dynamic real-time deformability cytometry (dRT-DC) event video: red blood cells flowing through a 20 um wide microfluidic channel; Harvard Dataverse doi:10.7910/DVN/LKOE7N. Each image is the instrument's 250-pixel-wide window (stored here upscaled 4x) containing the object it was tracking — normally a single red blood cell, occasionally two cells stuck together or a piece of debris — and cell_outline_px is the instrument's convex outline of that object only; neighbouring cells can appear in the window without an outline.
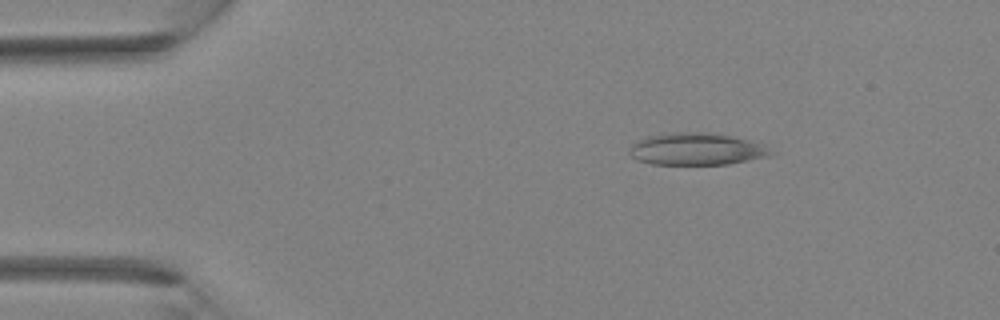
{"species": "Egyptian fruit bat (a non-hibernating species)", "species_latin": "Rousettus aegyptiacus", "temperature_condition": "room temperature", "stored_images_in_passage": 4, "camera_frame_rate_fps": 3000, "um_per_image_px": 0.085, "animal": {"sex": "female"}, "frame": {"image": 1, "passage_image": 2, "time_ms": 1.333, "image_size_px": [1000, 320], "cell_outline_px": [[776, 152], [768, 156], [728, 164], [652, 164], [636, 160], [628, 152], [632, 144], [648, 136], [676, 132], [708, 132], [728, 136], [764, 144]], "centroid_in_image_um": [59.21, 12.67], "position_along_channel_um": 25.8, "area_um2": 26.24}}
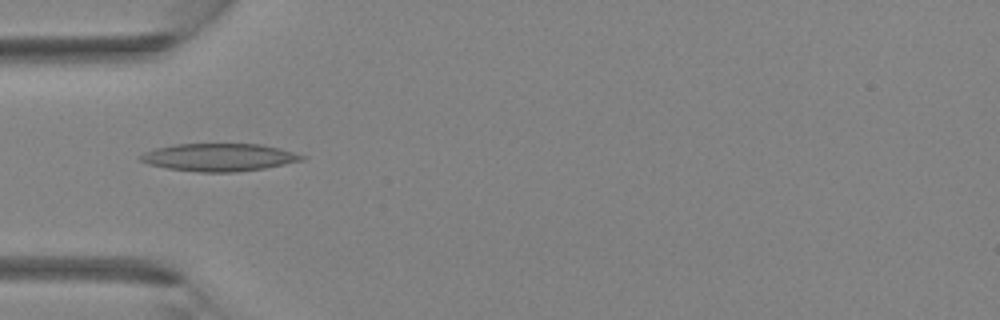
{"frame": {"image": 2, "passage_image": 4, "time_ms": 3.333, "image_size_px": [1000, 320], "cell_outline_px": [[308, 156], [304, 160], [264, 168], [236, 172], [200, 172], [168, 168], [148, 164], [140, 160], [136, 156], [144, 152], [156, 148], [176, 144], [260, 144], [280, 148]], "centroid_in_image_um": [18.62, 13.37], "position_along_channel_um": 66.4, "area_um2": 26.07}}